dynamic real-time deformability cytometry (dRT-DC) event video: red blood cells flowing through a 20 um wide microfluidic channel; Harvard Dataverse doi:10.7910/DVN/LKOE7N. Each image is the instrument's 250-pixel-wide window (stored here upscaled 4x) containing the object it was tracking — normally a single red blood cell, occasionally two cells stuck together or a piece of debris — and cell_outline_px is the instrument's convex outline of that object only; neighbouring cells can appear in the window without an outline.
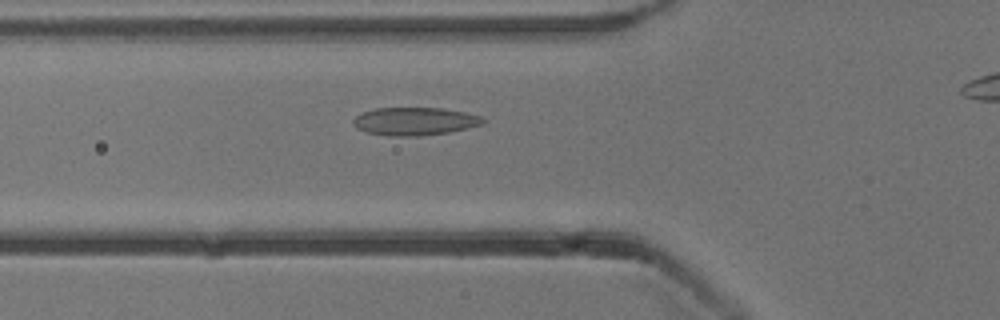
{"species": "common noctule bat (a hibernating species)", "species_latin": "Nyctalus noctula", "temperature_condition": "cold", "stored_images_in_passage": 45, "camera_frame_rate_fps": 3000, "um_per_image_px": 0.085, "animal": {"sex": "male", "body_mass_g": 13.3}, "frame": {"image": 1, "passage_image": 17, "time_ms": 5.333, "image_size_px": [1000, 320], "cell_outline_px": [[488, 120], [484, 124], [468, 128], [448, 132], [416, 136], [388, 136], [364, 132], [356, 128], [352, 124], [352, 120], [360, 112], [376, 108], [440, 108], [464, 112], [480, 116]], "centroid_in_image_um": [35.22, 10.31], "position_along_channel_um": 90.6, "area_um2": 21.33}}
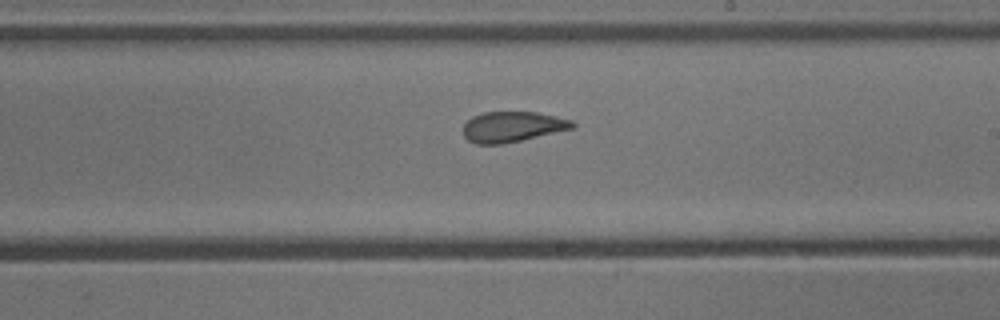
{"frame": {"image": 2, "passage_image": 29, "time_ms": 9.333, "image_size_px": [1000, 320], "cell_outline_px": [[576, 124], [572, 128], [520, 140], [500, 144], [476, 144], [468, 140], [464, 136], [464, 124], [472, 116], [484, 112], [536, 112], [556, 116], [572, 120]], "centroid_in_image_um": [43.53, 10.76], "position_along_channel_um": 245.5, "area_um2": 19.13}}
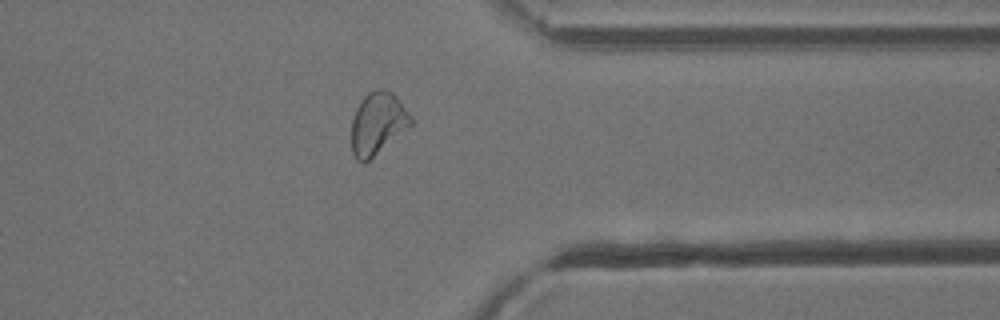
{"frame": {"image": 3, "passage_image": 40, "time_ms": 13.0, "image_size_px": [1000, 320], "cell_outline_px": [[412, 124], [364, 164], [356, 160], [352, 152], [352, 120], [356, 108], [360, 100], [368, 92], [376, 88], [384, 88], [392, 92], [400, 100], [412, 116]], "centroid_in_image_um": [32.09, 10.46], "position_along_channel_um": 379.3, "area_um2": 21.56}, "authors_computed_cell_mechanics": {"area_um2": 20.8658, "velocity_mm_per_s": 3.8622, "shape_relaxation_time_tau1_ms": 9.2104, "shape_relaxation_time_tau2_ms": 1.1901, "deformation_change_tau1": 0.2086, "deformation_change_tau2": 0.086}}